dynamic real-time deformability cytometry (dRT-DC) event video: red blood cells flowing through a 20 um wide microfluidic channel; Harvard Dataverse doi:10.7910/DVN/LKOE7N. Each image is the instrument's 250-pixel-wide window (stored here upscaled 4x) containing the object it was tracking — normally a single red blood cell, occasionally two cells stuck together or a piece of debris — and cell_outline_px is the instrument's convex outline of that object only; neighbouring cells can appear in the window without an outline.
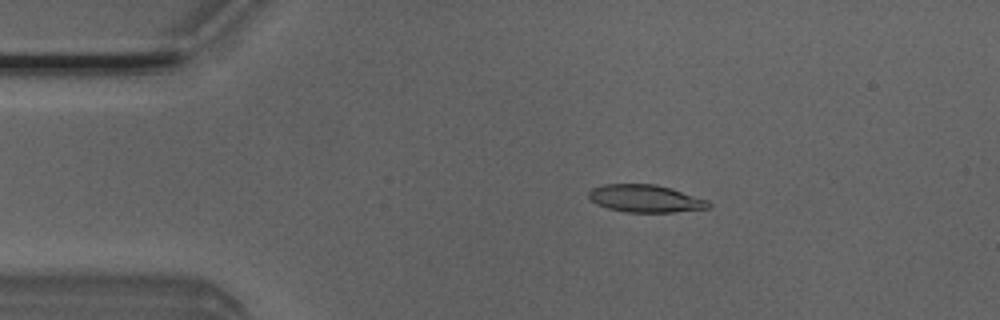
{"species": "Egyptian fruit bat (a non-hibernating species)", "species_latin": "Rousettus aegyptiacus", "temperature_condition": "room temperature", "stored_images_in_passage": 6, "camera_frame_rate_fps": 3000, "um_per_image_px": 0.085, "animal": {"sex": "male"}, "frame": {"image": 1, "passage_image": 2, "time_ms": 0.333, "image_size_px": [1000, 320], "cell_outline_px": [[712, 204], [708, 208], [672, 212], [624, 212], [608, 208], [596, 204], [588, 196], [588, 192], [592, 188], [604, 184], [656, 184], [672, 188], [708, 200]], "centroid_in_image_um": [54.86, 16.87], "position_along_channel_um": 30.1, "area_um2": 19.25}}
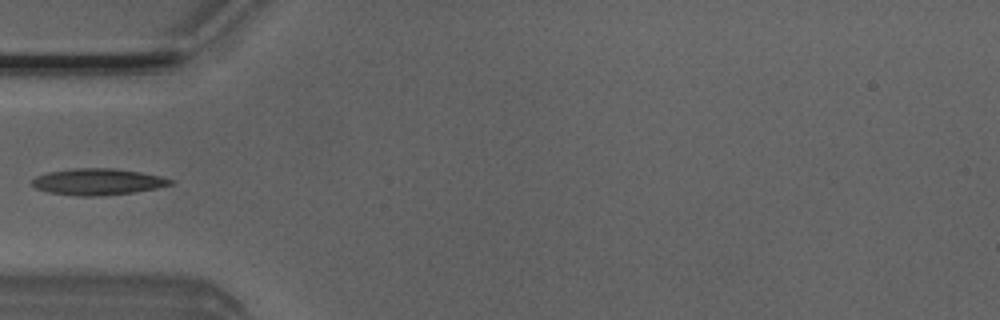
{"frame": {"image": 2, "passage_image": 4, "time_ms": 1.0, "image_size_px": [1000, 320], "cell_outline_px": [[176, 184], [136, 192], [100, 196], [76, 196], [48, 192], [36, 188], [32, 184], [32, 180], [36, 176], [48, 172], [72, 168], [116, 168], [140, 172], [160, 176], [176, 180]], "centroid_in_image_um": [8.36, 15.45], "position_along_channel_um": 76.6, "area_um2": 21.56}}